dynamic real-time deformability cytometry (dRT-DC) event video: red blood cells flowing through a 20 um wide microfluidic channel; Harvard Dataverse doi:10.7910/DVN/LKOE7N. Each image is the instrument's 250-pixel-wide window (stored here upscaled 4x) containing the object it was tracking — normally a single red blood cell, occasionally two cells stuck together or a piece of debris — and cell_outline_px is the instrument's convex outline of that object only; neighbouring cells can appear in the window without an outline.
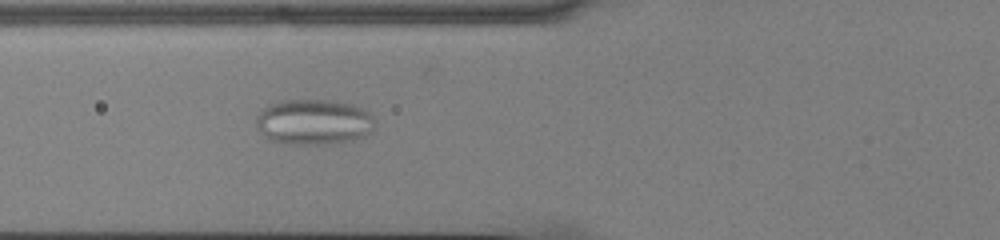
{"species": "common noctule bat (a hibernating species)", "species_latin": "Nyctalus noctula", "temperature_condition": "cold", "stored_images_in_passage": 43, "camera_frame_rate_fps": 3000, "um_per_image_px": 0.085, "animal": {"sex": "male", "body_mass_g": 13.0, "forearm_length_mm": 53.1}, "frame": {"image": 1, "passage_image": 10, "time_ms": 3.0, "image_size_px": [1000, 240], "cell_outline_px": [[376, 120], [372, 128], [364, 136], [352, 140], [320, 144], [284, 144], [268, 140], [256, 128], [256, 116], [268, 104], [280, 100], [332, 100], [352, 104], [364, 108]], "centroid_in_image_um": [26.62, 10.36], "position_along_channel_um": 99.2, "area_um2": 31.73}}
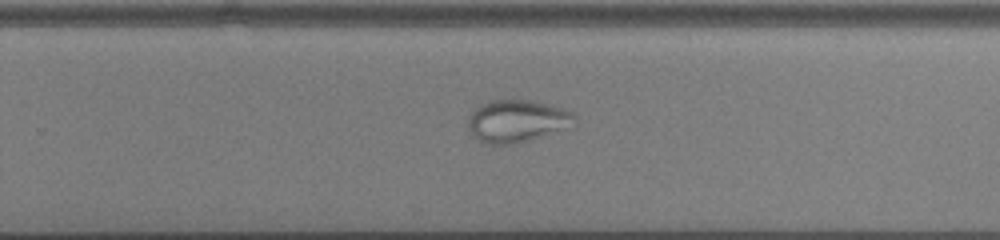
{"frame": {"image": 2, "passage_image": 25, "time_ms": 8.0, "image_size_px": [1000, 240], "cell_outline_px": [[576, 124], [572, 128], [528, 140], [512, 144], [484, 144], [476, 140], [468, 128], [468, 116], [480, 104], [488, 100], [528, 100], [564, 108], [572, 112], [576, 116]], "centroid_in_image_um": [43.96, 10.3], "position_along_channel_um": 285.8, "area_um2": 26.7}}
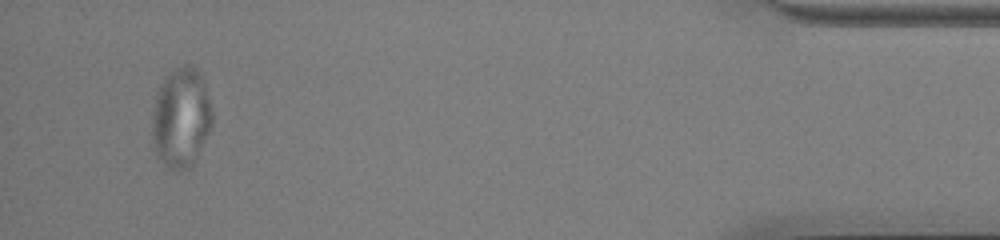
{"frame": {"image": 3, "passage_image": 41, "time_ms": 13.333, "image_size_px": [1000, 240], "cell_outline_px": [[212, 124], [192, 164], [188, 168], [176, 172], [172, 172], [160, 160], [156, 152], [152, 136], [152, 116], [156, 96], [164, 80], [172, 68], [184, 64], [188, 64], [196, 68], [204, 80], [212, 108]], "centroid_in_image_um": [15.39, 9.99], "position_along_channel_um": 419.8, "area_um2": 34.85}}